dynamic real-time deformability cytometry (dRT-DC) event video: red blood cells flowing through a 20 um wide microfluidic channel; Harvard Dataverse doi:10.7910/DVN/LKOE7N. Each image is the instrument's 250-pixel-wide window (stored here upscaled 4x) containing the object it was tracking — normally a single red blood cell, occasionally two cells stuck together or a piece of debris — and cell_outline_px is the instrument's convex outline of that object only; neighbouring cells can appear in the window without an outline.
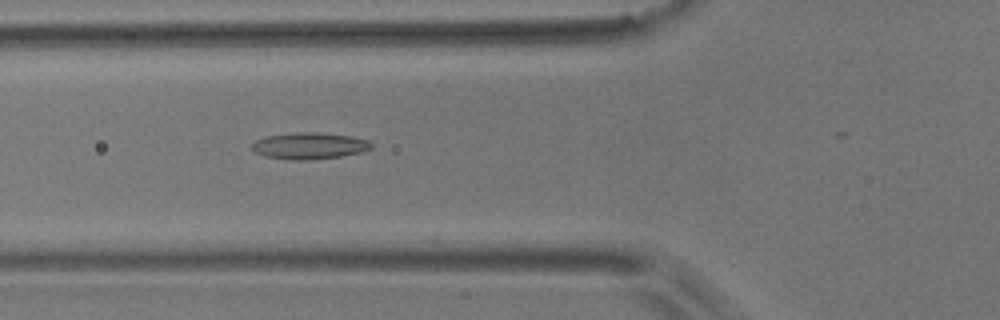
{"species": "common noctule bat (a hibernating species)", "species_latin": "Nyctalus noctula", "temperature_condition": "room temperature", "stored_images_in_passage": 3, "camera_frame_rate_fps": 3000, "um_per_image_px": 0.085, "animal": {"sex": "male", "body_mass_g": 17.9}, "frame": {"image": 1, "passage_image": 3, "time_ms": 2.333, "image_size_px": [1000, 320], "cell_outline_px": [[372, 148], [360, 152], [340, 156], [308, 160], [292, 160], [264, 156], [256, 152], [252, 148], [252, 144], [256, 140], [268, 136], [296, 132], [316, 132], [352, 136], [368, 140], [372, 144]], "centroid_in_image_um": [26.3, 12.39], "position_along_channel_um": 99.5, "area_um2": 18.32}}